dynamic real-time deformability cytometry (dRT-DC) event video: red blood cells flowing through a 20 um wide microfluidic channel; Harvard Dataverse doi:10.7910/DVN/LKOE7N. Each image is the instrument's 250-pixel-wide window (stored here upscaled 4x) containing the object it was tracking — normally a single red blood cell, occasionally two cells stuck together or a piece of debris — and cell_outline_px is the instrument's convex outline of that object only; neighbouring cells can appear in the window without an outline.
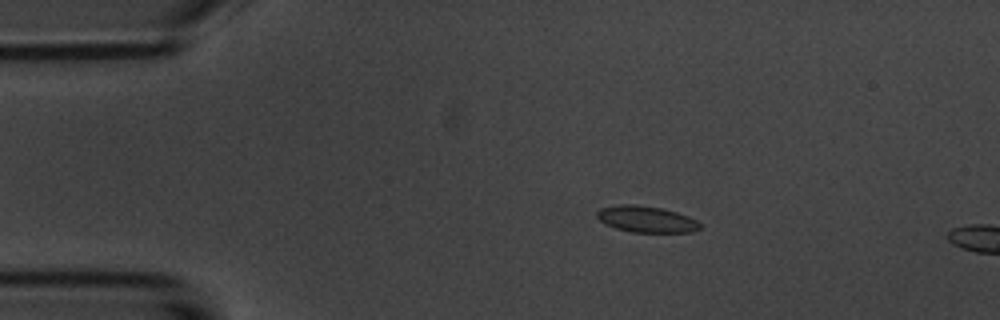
{"species": "common noctule bat (a hibernating species)", "species_latin": "Nyctalus noctula", "temperature_condition": "room temperature", "stored_images_in_passage": 6, "camera_frame_rate_fps": 3000, "um_per_image_px": 0.085, "animal": {"sex": "male", "body_mass_g": 20.1, "forearm_length_mm": 53.5}, "frame": {"image": 1, "passage_image": 3, "time_ms": 2.667, "image_size_px": [1000, 320], "cell_outline_px": [[700, 228], [692, 232], [632, 232], [616, 228], [604, 224], [596, 216], [596, 212], [600, 208], [616, 204], [636, 204], [664, 208], [688, 216], [696, 220], [700, 224]], "centroid_in_image_um": [54.9, 18.62], "position_along_channel_um": 30.1, "area_um2": 15.95}}